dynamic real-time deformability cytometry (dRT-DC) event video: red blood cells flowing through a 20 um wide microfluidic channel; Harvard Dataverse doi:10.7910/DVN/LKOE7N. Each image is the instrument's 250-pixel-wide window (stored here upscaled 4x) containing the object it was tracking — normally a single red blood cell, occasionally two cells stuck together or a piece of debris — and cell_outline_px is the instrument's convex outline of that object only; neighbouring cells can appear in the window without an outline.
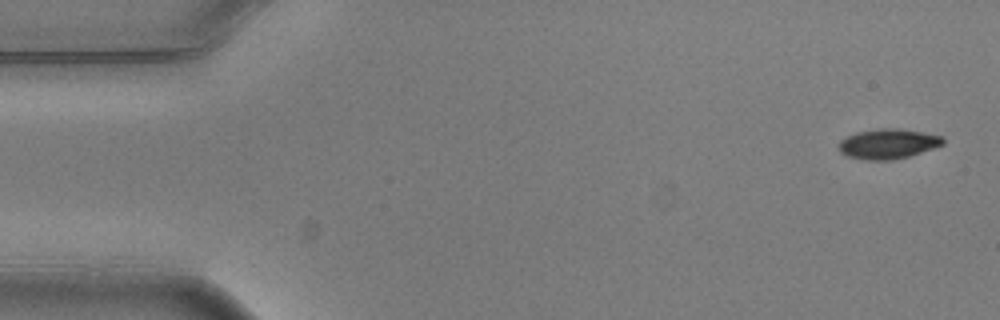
{"species": "common noctule bat (a hibernating species)", "species_latin": "Nyctalus noctula", "temperature_condition": "warm", "stored_images_in_passage": 4, "camera_frame_rate_fps": 3000, "um_per_image_px": 0.085, "animal": {"sex": "male", "body_mass_g": 20.5, "forearm_length_mm": 52.5}, "frame": {"image": 1, "passage_image": 1, "time_ms": 0.0, "image_size_px": [1000, 320], "cell_outline_px": [[944, 144], [908, 156], [892, 160], [868, 160], [848, 156], [840, 152], [836, 148], [840, 140], [856, 132], [880, 128], [900, 128], [924, 132], [944, 136]], "centroid_in_image_um": [75.47, 12.21], "position_along_channel_um": 9.5, "area_um2": 18.26}}
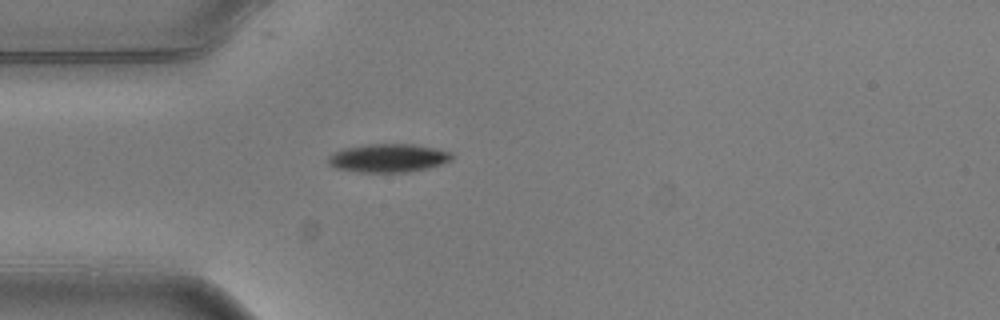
{"frame": {"image": 2, "passage_image": 4, "time_ms": 1.0, "image_size_px": [1000, 320], "cell_outline_px": [[452, 160], [428, 168], [408, 172], [360, 172], [336, 168], [328, 164], [328, 156], [332, 152], [344, 148], [368, 144], [412, 144], [436, 148], [452, 152]], "centroid_in_image_um": [32.99, 13.43], "position_along_channel_um": 52.0, "area_um2": 20.52}}